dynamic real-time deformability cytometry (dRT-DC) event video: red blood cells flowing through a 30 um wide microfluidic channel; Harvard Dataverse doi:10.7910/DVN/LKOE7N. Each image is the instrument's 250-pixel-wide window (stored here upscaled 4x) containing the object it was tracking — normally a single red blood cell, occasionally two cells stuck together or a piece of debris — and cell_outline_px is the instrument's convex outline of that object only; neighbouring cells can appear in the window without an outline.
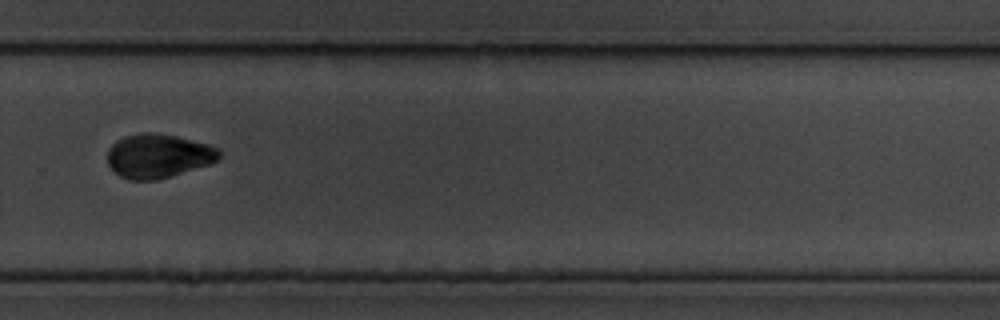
{"species": "common noctule bat (a hibernating species)", "species_latin": "Nyctalus noctula", "temperature_condition": "cold", "stored_images_in_passage": 11, "camera_frame_rate_fps": 3000, "um_per_image_px": 0.085, "animal": {"sex": "male", "body_mass_g": 19.5, "forearm_length_mm": 54.6}, "frame": {"image": 1, "passage_image": 11, "time_ms": 12.333, "image_size_px": [1000, 320], "cell_outline_px": [[220, 156], [216, 160], [208, 164], [156, 180], [128, 180], [120, 176], [108, 164], [108, 148], [116, 140], [124, 136], [144, 132], [156, 132], [176, 136], [208, 144], [220, 148]], "centroid_in_image_um": [13.42, 13.23], "position_along_channel_um": 316.4, "area_um2": 28.5}}